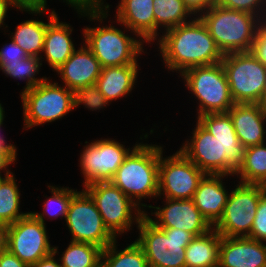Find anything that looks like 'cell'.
Here are the masks:
<instances>
[{
	"instance_id": "1",
	"label": "cell",
	"mask_w": 266,
	"mask_h": 267,
	"mask_svg": "<svg viewBox=\"0 0 266 267\" xmlns=\"http://www.w3.org/2000/svg\"><path fill=\"white\" fill-rule=\"evenodd\" d=\"M192 138L179 149L205 174L234 175L243 161L245 147L239 141L228 113L197 116Z\"/></svg>"
},
{
	"instance_id": "2",
	"label": "cell",
	"mask_w": 266,
	"mask_h": 267,
	"mask_svg": "<svg viewBox=\"0 0 266 267\" xmlns=\"http://www.w3.org/2000/svg\"><path fill=\"white\" fill-rule=\"evenodd\" d=\"M158 42L166 68L180 75L192 67L220 63L224 56L199 17L166 30Z\"/></svg>"
},
{
	"instance_id": "3",
	"label": "cell",
	"mask_w": 266,
	"mask_h": 267,
	"mask_svg": "<svg viewBox=\"0 0 266 267\" xmlns=\"http://www.w3.org/2000/svg\"><path fill=\"white\" fill-rule=\"evenodd\" d=\"M162 149L158 145L136 144L110 180L140 208L148 207L145 203L140 204L142 198L159 197L158 176Z\"/></svg>"
},
{
	"instance_id": "4",
	"label": "cell",
	"mask_w": 266,
	"mask_h": 267,
	"mask_svg": "<svg viewBox=\"0 0 266 267\" xmlns=\"http://www.w3.org/2000/svg\"><path fill=\"white\" fill-rule=\"evenodd\" d=\"M199 18L223 55L251 51L260 22L256 15L215 4Z\"/></svg>"
},
{
	"instance_id": "5",
	"label": "cell",
	"mask_w": 266,
	"mask_h": 267,
	"mask_svg": "<svg viewBox=\"0 0 266 267\" xmlns=\"http://www.w3.org/2000/svg\"><path fill=\"white\" fill-rule=\"evenodd\" d=\"M149 267H186L185 249L195 237L182 229L159 228L144 214L137 224Z\"/></svg>"
},
{
	"instance_id": "6",
	"label": "cell",
	"mask_w": 266,
	"mask_h": 267,
	"mask_svg": "<svg viewBox=\"0 0 266 267\" xmlns=\"http://www.w3.org/2000/svg\"><path fill=\"white\" fill-rule=\"evenodd\" d=\"M182 76L189 91L200 102L198 116L227 113L235 105L222 62L192 67Z\"/></svg>"
},
{
	"instance_id": "7",
	"label": "cell",
	"mask_w": 266,
	"mask_h": 267,
	"mask_svg": "<svg viewBox=\"0 0 266 267\" xmlns=\"http://www.w3.org/2000/svg\"><path fill=\"white\" fill-rule=\"evenodd\" d=\"M24 128L61 119L74 109L73 90L47 78L30 90L21 92Z\"/></svg>"
},
{
	"instance_id": "8",
	"label": "cell",
	"mask_w": 266,
	"mask_h": 267,
	"mask_svg": "<svg viewBox=\"0 0 266 267\" xmlns=\"http://www.w3.org/2000/svg\"><path fill=\"white\" fill-rule=\"evenodd\" d=\"M221 62L235 104H262L266 65L251 51L225 54Z\"/></svg>"
},
{
	"instance_id": "9",
	"label": "cell",
	"mask_w": 266,
	"mask_h": 267,
	"mask_svg": "<svg viewBox=\"0 0 266 267\" xmlns=\"http://www.w3.org/2000/svg\"><path fill=\"white\" fill-rule=\"evenodd\" d=\"M85 45L100 62L102 68L138 64L144 52L143 43L126 35L115 26L87 27L83 30Z\"/></svg>"
},
{
	"instance_id": "10",
	"label": "cell",
	"mask_w": 266,
	"mask_h": 267,
	"mask_svg": "<svg viewBox=\"0 0 266 267\" xmlns=\"http://www.w3.org/2000/svg\"><path fill=\"white\" fill-rule=\"evenodd\" d=\"M84 187L96 203L105 226L115 237L129 231L134 220L138 224L145 214V210L141 211L135 202L110 181L95 182ZM133 210L136 214L134 217Z\"/></svg>"
},
{
	"instance_id": "11",
	"label": "cell",
	"mask_w": 266,
	"mask_h": 267,
	"mask_svg": "<svg viewBox=\"0 0 266 267\" xmlns=\"http://www.w3.org/2000/svg\"><path fill=\"white\" fill-rule=\"evenodd\" d=\"M65 220L72 235L71 241L92 243L105 249L116 240L85 189L73 196Z\"/></svg>"
},
{
	"instance_id": "12",
	"label": "cell",
	"mask_w": 266,
	"mask_h": 267,
	"mask_svg": "<svg viewBox=\"0 0 266 267\" xmlns=\"http://www.w3.org/2000/svg\"><path fill=\"white\" fill-rule=\"evenodd\" d=\"M263 193L259 184L239 182L230 192L223 214L213 228L224 237H248Z\"/></svg>"
},
{
	"instance_id": "13",
	"label": "cell",
	"mask_w": 266,
	"mask_h": 267,
	"mask_svg": "<svg viewBox=\"0 0 266 267\" xmlns=\"http://www.w3.org/2000/svg\"><path fill=\"white\" fill-rule=\"evenodd\" d=\"M160 154L158 196L168 199H192L199 182L206 175L180 150L170 157Z\"/></svg>"
},
{
	"instance_id": "14",
	"label": "cell",
	"mask_w": 266,
	"mask_h": 267,
	"mask_svg": "<svg viewBox=\"0 0 266 267\" xmlns=\"http://www.w3.org/2000/svg\"><path fill=\"white\" fill-rule=\"evenodd\" d=\"M46 232L45 224L29 212L8 225L7 249L31 266L54 251Z\"/></svg>"
},
{
	"instance_id": "15",
	"label": "cell",
	"mask_w": 266,
	"mask_h": 267,
	"mask_svg": "<svg viewBox=\"0 0 266 267\" xmlns=\"http://www.w3.org/2000/svg\"><path fill=\"white\" fill-rule=\"evenodd\" d=\"M131 151L112 139L96 140L86 145L80 155L84 186L110 181Z\"/></svg>"
},
{
	"instance_id": "16",
	"label": "cell",
	"mask_w": 266,
	"mask_h": 267,
	"mask_svg": "<svg viewBox=\"0 0 266 267\" xmlns=\"http://www.w3.org/2000/svg\"><path fill=\"white\" fill-rule=\"evenodd\" d=\"M165 199L166 205L163 208L148 205V208L156 209V212L151 213L155 215V220L145 213L157 227L182 229L194 236L203 235L213 228L192 199Z\"/></svg>"
},
{
	"instance_id": "17",
	"label": "cell",
	"mask_w": 266,
	"mask_h": 267,
	"mask_svg": "<svg viewBox=\"0 0 266 267\" xmlns=\"http://www.w3.org/2000/svg\"><path fill=\"white\" fill-rule=\"evenodd\" d=\"M218 267H266V245L249 237L221 236Z\"/></svg>"
},
{
	"instance_id": "18",
	"label": "cell",
	"mask_w": 266,
	"mask_h": 267,
	"mask_svg": "<svg viewBox=\"0 0 266 267\" xmlns=\"http://www.w3.org/2000/svg\"><path fill=\"white\" fill-rule=\"evenodd\" d=\"M227 113L231 117L239 141L245 148L265 142L266 107L260 103L235 104Z\"/></svg>"
},
{
	"instance_id": "19",
	"label": "cell",
	"mask_w": 266,
	"mask_h": 267,
	"mask_svg": "<svg viewBox=\"0 0 266 267\" xmlns=\"http://www.w3.org/2000/svg\"><path fill=\"white\" fill-rule=\"evenodd\" d=\"M102 66L91 50L82 45L56 72L63 80L64 86L75 90L83 86L96 84Z\"/></svg>"
},
{
	"instance_id": "20",
	"label": "cell",
	"mask_w": 266,
	"mask_h": 267,
	"mask_svg": "<svg viewBox=\"0 0 266 267\" xmlns=\"http://www.w3.org/2000/svg\"><path fill=\"white\" fill-rule=\"evenodd\" d=\"M153 0H121L117 8V21L134 32L141 41H154Z\"/></svg>"
},
{
	"instance_id": "21",
	"label": "cell",
	"mask_w": 266,
	"mask_h": 267,
	"mask_svg": "<svg viewBox=\"0 0 266 267\" xmlns=\"http://www.w3.org/2000/svg\"><path fill=\"white\" fill-rule=\"evenodd\" d=\"M225 176L227 175L206 174L192 198L195 206L212 227L221 218L229 196L222 182Z\"/></svg>"
},
{
	"instance_id": "22",
	"label": "cell",
	"mask_w": 266,
	"mask_h": 267,
	"mask_svg": "<svg viewBox=\"0 0 266 267\" xmlns=\"http://www.w3.org/2000/svg\"><path fill=\"white\" fill-rule=\"evenodd\" d=\"M72 29L70 24L59 21L58 14L54 10L49 13V24L46 29L43 54H45L48 65L55 71L76 50L70 37Z\"/></svg>"
},
{
	"instance_id": "23",
	"label": "cell",
	"mask_w": 266,
	"mask_h": 267,
	"mask_svg": "<svg viewBox=\"0 0 266 267\" xmlns=\"http://www.w3.org/2000/svg\"><path fill=\"white\" fill-rule=\"evenodd\" d=\"M138 66L130 64L102 68L96 85L109 103L132 91L137 80Z\"/></svg>"
},
{
	"instance_id": "24",
	"label": "cell",
	"mask_w": 266,
	"mask_h": 267,
	"mask_svg": "<svg viewBox=\"0 0 266 267\" xmlns=\"http://www.w3.org/2000/svg\"><path fill=\"white\" fill-rule=\"evenodd\" d=\"M221 235L212 228L195 236L185 249L186 267H218Z\"/></svg>"
},
{
	"instance_id": "25",
	"label": "cell",
	"mask_w": 266,
	"mask_h": 267,
	"mask_svg": "<svg viewBox=\"0 0 266 267\" xmlns=\"http://www.w3.org/2000/svg\"><path fill=\"white\" fill-rule=\"evenodd\" d=\"M48 23L38 20H26L20 23L16 30L11 33V39L19 45L28 56L42 58L41 52L44 49L45 34ZM13 35V36H12Z\"/></svg>"
},
{
	"instance_id": "26",
	"label": "cell",
	"mask_w": 266,
	"mask_h": 267,
	"mask_svg": "<svg viewBox=\"0 0 266 267\" xmlns=\"http://www.w3.org/2000/svg\"><path fill=\"white\" fill-rule=\"evenodd\" d=\"M117 241H113L102 250L100 267H149L141 246L134 241L122 251L117 250Z\"/></svg>"
},
{
	"instance_id": "27",
	"label": "cell",
	"mask_w": 266,
	"mask_h": 267,
	"mask_svg": "<svg viewBox=\"0 0 266 267\" xmlns=\"http://www.w3.org/2000/svg\"><path fill=\"white\" fill-rule=\"evenodd\" d=\"M153 5L154 41L159 35V26L168 30L188 23L186 19L192 15L185 7L183 0H153Z\"/></svg>"
},
{
	"instance_id": "28",
	"label": "cell",
	"mask_w": 266,
	"mask_h": 267,
	"mask_svg": "<svg viewBox=\"0 0 266 267\" xmlns=\"http://www.w3.org/2000/svg\"><path fill=\"white\" fill-rule=\"evenodd\" d=\"M240 176V183L260 184L266 177V145H253L245 148L243 161L234 174Z\"/></svg>"
},
{
	"instance_id": "29",
	"label": "cell",
	"mask_w": 266,
	"mask_h": 267,
	"mask_svg": "<svg viewBox=\"0 0 266 267\" xmlns=\"http://www.w3.org/2000/svg\"><path fill=\"white\" fill-rule=\"evenodd\" d=\"M62 253V267H100L102 248L92 243L70 241Z\"/></svg>"
},
{
	"instance_id": "30",
	"label": "cell",
	"mask_w": 266,
	"mask_h": 267,
	"mask_svg": "<svg viewBox=\"0 0 266 267\" xmlns=\"http://www.w3.org/2000/svg\"><path fill=\"white\" fill-rule=\"evenodd\" d=\"M19 208L20 193L12 173L0 186V223L13 224L29 213H19Z\"/></svg>"
},
{
	"instance_id": "31",
	"label": "cell",
	"mask_w": 266,
	"mask_h": 267,
	"mask_svg": "<svg viewBox=\"0 0 266 267\" xmlns=\"http://www.w3.org/2000/svg\"><path fill=\"white\" fill-rule=\"evenodd\" d=\"M37 56H27L22 60L10 62L4 64L0 70H2L7 76L12 78L27 80V84L23 91L30 90L32 87L41 84L46 77L35 78L36 74H39V69L42 65V60Z\"/></svg>"
},
{
	"instance_id": "32",
	"label": "cell",
	"mask_w": 266,
	"mask_h": 267,
	"mask_svg": "<svg viewBox=\"0 0 266 267\" xmlns=\"http://www.w3.org/2000/svg\"><path fill=\"white\" fill-rule=\"evenodd\" d=\"M52 192V197L48 198L44 203V211L43 213L38 212H30L37 220H40L43 224H45L44 216L46 212L51 217L66 218L70 202L73 196L78 192L77 190L69 189V187H55L48 186ZM54 205V208L51 206ZM56 206V209H55Z\"/></svg>"
},
{
	"instance_id": "33",
	"label": "cell",
	"mask_w": 266,
	"mask_h": 267,
	"mask_svg": "<svg viewBox=\"0 0 266 267\" xmlns=\"http://www.w3.org/2000/svg\"><path fill=\"white\" fill-rule=\"evenodd\" d=\"M74 108L83 103L86 108L94 111L108 106V101L96 84L83 86L73 91Z\"/></svg>"
},
{
	"instance_id": "34",
	"label": "cell",
	"mask_w": 266,
	"mask_h": 267,
	"mask_svg": "<svg viewBox=\"0 0 266 267\" xmlns=\"http://www.w3.org/2000/svg\"><path fill=\"white\" fill-rule=\"evenodd\" d=\"M66 1L71 7L77 9V13L81 16H88L91 20H98L102 23L103 18L106 19L108 16L109 4L105 5L103 0H63ZM104 9V10H103ZM107 15V16H106Z\"/></svg>"
},
{
	"instance_id": "35",
	"label": "cell",
	"mask_w": 266,
	"mask_h": 267,
	"mask_svg": "<svg viewBox=\"0 0 266 267\" xmlns=\"http://www.w3.org/2000/svg\"><path fill=\"white\" fill-rule=\"evenodd\" d=\"M216 4L224 8L251 13L257 17L259 16L260 20L264 16L266 18V13L263 12L266 11V0H217ZM259 13H264L265 15H259Z\"/></svg>"
},
{
	"instance_id": "36",
	"label": "cell",
	"mask_w": 266,
	"mask_h": 267,
	"mask_svg": "<svg viewBox=\"0 0 266 267\" xmlns=\"http://www.w3.org/2000/svg\"><path fill=\"white\" fill-rule=\"evenodd\" d=\"M249 238L266 241V193L260 197Z\"/></svg>"
},
{
	"instance_id": "37",
	"label": "cell",
	"mask_w": 266,
	"mask_h": 267,
	"mask_svg": "<svg viewBox=\"0 0 266 267\" xmlns=\"http://www.w3.org/2000/svg\"><path fill=\"white\" fill-rule=\"evenodd\" d=\"M262 21L259 22L251 52L260 62L266 65V18H263Z\"/></svg>"
},
{
	"instance_id": "38",
	"label": "cell",
	"mask_w": 266,
	"mask_h": 267,
	"mask_svg": "<svg viewBox=\"0 0 266 267\" xmlns=\"http://www.w3.org/2000/svg\"><path fill=\"white\" fill-rule=\"evenodd\" d=\"M27 56L26 52L11 39V43L5 44V47L3 45V48L0 49V68L4 64L22 60Z\"/></svg>"
},
{
	"instance_id": "39",
	"label": "cell",
	"mask_w": 266,
	"mask_h": 267,
	"mask_svg": "<svg viewBox=\"0 0 266 267\" xmlns=\"http://www.w3.org/2000/svg\"><path fill=\"white\" fill-rule=\"evenodd\" d=\"M15 8L20 9V11H27L29 14L41 15L43 12L47 11V1L46 0H10Z\"/></svg>"
},
{
	"instance_id": "40",
	"label": "cell",
	"mask_w": 266,
	"mask_h": 267,
	"mask_svg": "<svg viewBox=\"0 0 266 267\" xmlns=\"http://www.w3.org/2000/svg\"><path fill=\"white\" fill-rule=\"evenodd\" d=\"M217 0H183L185 7L193 15L198 13V17L215 5Z\"/></svg>"
},
{
	"instance_id": "41",
	"label": "cell",
	"mask_w": 266,
	"mask_h": 267,
	"mask_svg": "<svg viewBox=\"0 0 266 267\" xmlns=\"http://www.w3.org/2000/svg\"><path fill=\"white\" fill-rule=\"evenodd\" d=\"M17 148H0V174L1 170L5 171L6 174H12L8 170V166L16 161L17 157ZM7 169V170H6Z\"/></svg>"
},
{
	"instance_id": "42",
	"label": "cell",
	"mask_w": 266,
	"mask_h": 267,
	"mask_svg": "<svg viewBox=\"0 0 266 267\" xmlns=\"http://www.w3.org/2000/svg\"><path fill=\"white\" fill-rule=\"evenodd\" d=\"M0 267H30L27 263L22 262L17 256L12 254L8 249L0 252Z\"/></svg>"
},
{
	"instance_id": "43",
	"label": "cell",
	"mask_w": 266,
	"mask_h": 267,
	"mask_svg": "<svg viewBox=\"0 0 266 267\" xmlns=\"http://www.w3.org/2000/svg\"><path fill=\"white\" fill-rule=\"evenodd\" d=\"M58 252V248L54 247V251L40 259L37 263L31 265L30 267H62L61 263L56 261L55 254Z\"/></svg>"
},
{
	"instance_id": "44",
	"label": "cell",
	"mask_w": 266,
	"mask_h": 267,
	"mask_svg": "<svg viewBox=\"0 0 266 267\" xmlns=\"http://www.w3.org/2000/svg\"><path fill=\"white\" fill-rule=\"evenodd\" d=\"M8 225L0 223V252L7 250Z\"/></svg>"
},
{
	"instance_id": "45",
	"label": "cell",
	"mask_w": 266,
	"mask_h": 267,
	"mask_svg": "<svg viewBox=\"0 0 266 267\" xmlns=\"http://www.w3.org/2000/svg\"><path fill=\"white\" fill-rule=\"evenodd\" d=\"M9 6H11L12 8L14 7L10 0H0V27H2V25H5L4 21L7 17Z\"/></svg>"
},
{
	"instance_id": "46",
	"label": "cell",
	"mask_w": 266,
	"mask_h": 267,
	"mask_svg": "<svg viewBox=\"0 0 266 267\" xmlns=\"http://www.w3.org/2000/svg\"><path fill=\"white\" fill-rule=\"evenodd\" d=\"M2 124L3 123H0V130H1ZM0 148H16V147L13 144H7V142H5L3 136L1 137V135H0Z\"/></svg>"
},
{
	"instance_id": "47",
	"label": "cell",
	"mask_w": 266,
	"mask_h": 267,
	"mask_svg": "<svg viewBox=\"0 0 266 267\" xmlns=\"http://www.w3.org/2000/svg\"><path fill=\"white\" fill-rule=\"evenodd\" d=\"M262 105L266 107V78H265V83H264V88H263V93H262Z\"/></svg>"
},
{
	"instance_id": "48",
	"label": "cell",
	"mask_w": 266,
	"mask_h": 267,
	"mask_svg": "<svg viewBox=\"0 0 266 267\" xmlns=\"http://www.w3.org/2000/svg\"><path fill=\"white\" fill-rule=\"evenodd\" d=\"M4 108L2 107V104L0 103V123H3L4 121Z\"/></svg>"
},
{
	"instance_id": "49",
	"label": "cell",
	"mask_w": 266,
	"mask_h": 267,
	"mask_svg": "<svg viewBox=\"0 0 266 267\" xmlns=\"http://www.w3.org/2000/svg\"><path fill=\"white\" fill-rule=\"evenodd\" d=\"M260 188L266 193V177L265 179L259 184Z\"/></svg>"
},
{
	"instance_id": "50",
	"label": "cell",
	"mask_w": 266,
	"mask_h": 267,
	"mask_svg": "<svg viewBox=\"0 0 266 267\" xmlns=\"http://www.w3.org/2000/svg\"><path fill=\"white\" fill-rule=\"evenodd\" d=\"M11 174H6L5 173V176L4 177H2L1 176V174H0V186H1V184L10 176Z\"/></svg>"
}]
</instances>
